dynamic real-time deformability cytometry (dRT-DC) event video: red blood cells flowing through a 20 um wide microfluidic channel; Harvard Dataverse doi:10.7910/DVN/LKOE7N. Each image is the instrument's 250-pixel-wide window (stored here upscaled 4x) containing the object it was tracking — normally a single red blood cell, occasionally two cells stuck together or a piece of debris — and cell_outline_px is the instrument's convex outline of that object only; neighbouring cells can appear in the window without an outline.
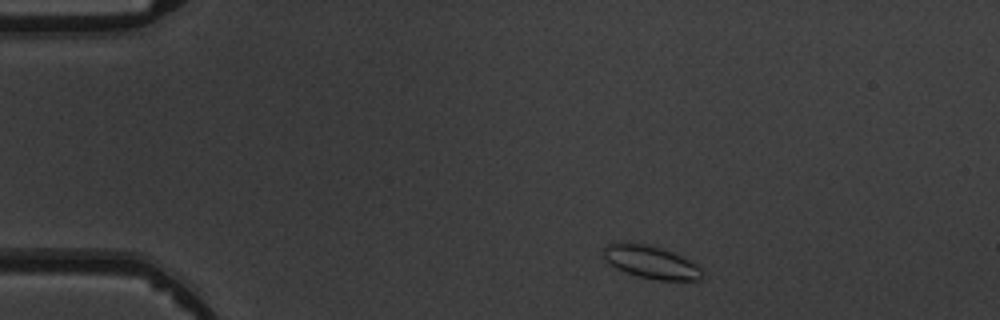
{"species": "common noctule bat (a hibernating species)", "species_latin": "Nyctalus noctula", "temperature_condition": "warm", "stored_images_in_passage": 4, "camera_frame_rate_fps": 3000, "um_per_image_px": 0.085, "animal": {"sex": "male", "body_mass_g": 19.5, "forearm_length_mm": 54.6}, "frame": {"image": 1, "passage_image": 1, "time_ms": 0.0, "image_size_px": [1000, 320], "cell_outline_px": [[704, 276], [700, 280], [656, 280], [636, 276], [624, 272], [616, 268], [604, 260], [604, 248], [608, 244], [616, 240], [628, 240], [648, 244], [680, 256], [696, 264], [700, 268]], "centroid_in_image_um": [55.25, 22.26], "position_along_channel_um": 29.7, "area_um2": 19.19}}
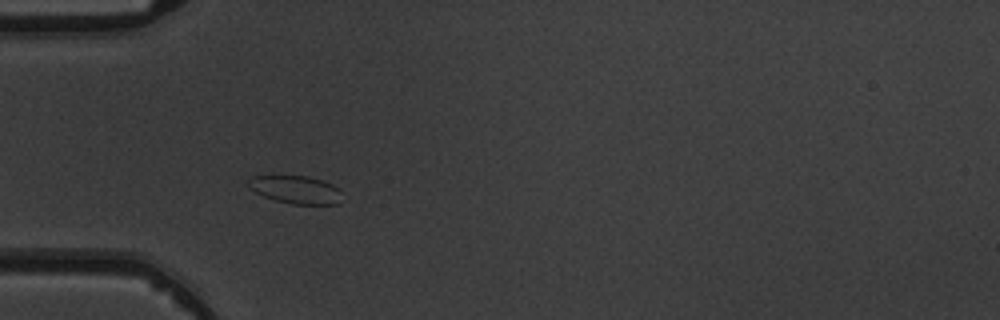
{"frame": {"image": 2, "passage_image": 3, "time_ms": 2.333, "image_size_px": [1000, 320], "cell_outline_px": [[340, 204], [292, 204], [276, 200], [264, 196], [248, 188], [244, 184], [252, 176], [272, 172], [308, 176], [332, 184], [340, 188]], "centroid_in_image_um": [25.03, 16.05], "position_along_channel_um": 60.0, "area_um2": 16.07}}
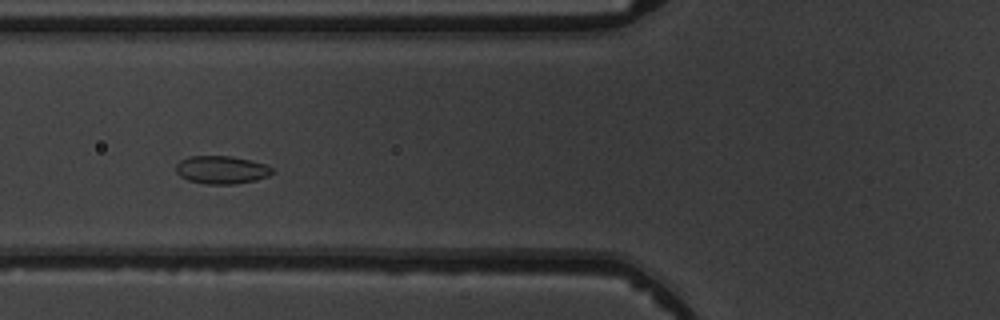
{"frame": {"image": 3, "passage_image": 4, "time_ms": 3.667, "image_size_px": [1000, 320], "cell_outline_px": [[276, 172], [268, 176], [256, 180], [236, 184], [208, 184], [188, 180], [180, 176], [176, 172], [176, 164], [180, 160], [188, 156], [232, 156], [252, 160], [264, 164], [272, 168]], "centroid_in_image_um": [18.85, 14.43], "position_along_channel_um": 107.0, "area_um2": 15.84}}